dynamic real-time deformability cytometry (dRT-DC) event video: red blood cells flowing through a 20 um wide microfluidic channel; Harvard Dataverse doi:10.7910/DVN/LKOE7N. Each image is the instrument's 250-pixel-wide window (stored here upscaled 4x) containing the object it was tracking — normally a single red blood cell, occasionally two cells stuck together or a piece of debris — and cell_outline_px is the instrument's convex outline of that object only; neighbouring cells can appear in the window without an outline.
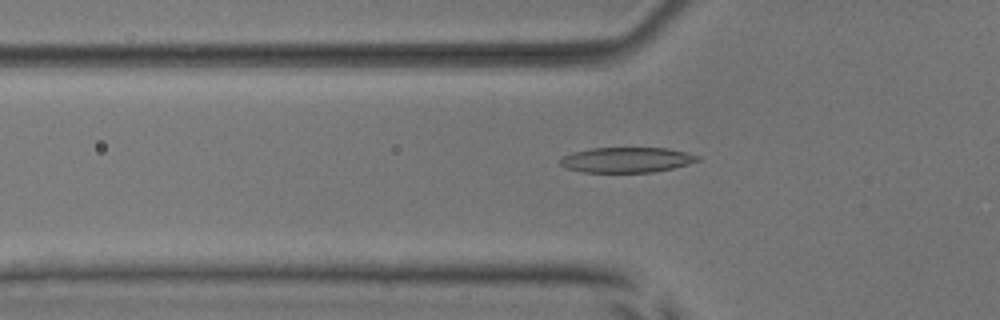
{"species": "common noctule bat (a hibernating species)", "species_latin": "Nyctalus noctula", "temperature_condition": "room temperature", "stored_images_in_passage": 49, "camera_frame_rate_fps": 3000, "um_per_image_px": 0.085, "animal": {"sex": "male", "body_mass_g": 17.9, "forearm_length_mm": 54.2}, "frame": {"image": 1, "passage_image": 13, "time_ms": 4.0, "image_size_px": [1000, 320], "cell_outline_px": [[700, 160], [688, 164], [672, 168], [652, 172], [584, 172], [564, 168], [560, 164], [560, 156], [572, 152], [592, 148], [668, 148], [700, 156]], "centroid_in_image_um": [53.22, 13.59], "position_along_channel_um": 72.6, "area_um2": 20.23}}
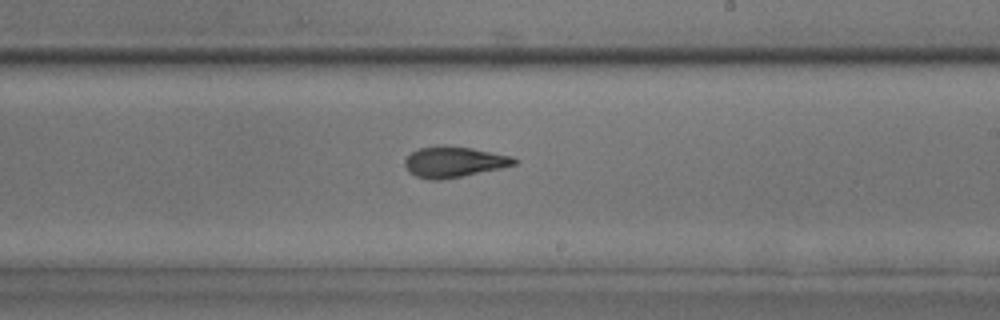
{"frame": {"image": 2, "passage_image": 27, "time_ms": 8.667, "image_size_px": [1000, 320], "cell_outline_px": [[520, 160], [516, 164], [500, 168], [440, 180], [428, 180], [416, 176], [408, 172], [404, 164], [404, 160], [412, 152], [420, 148], [444, 144], [472, 148], [512, 156]], "centroid_in_image_um": [38.57, 13.75], "position_along_channel_um": 250.4, "area_um2": 19.65}}
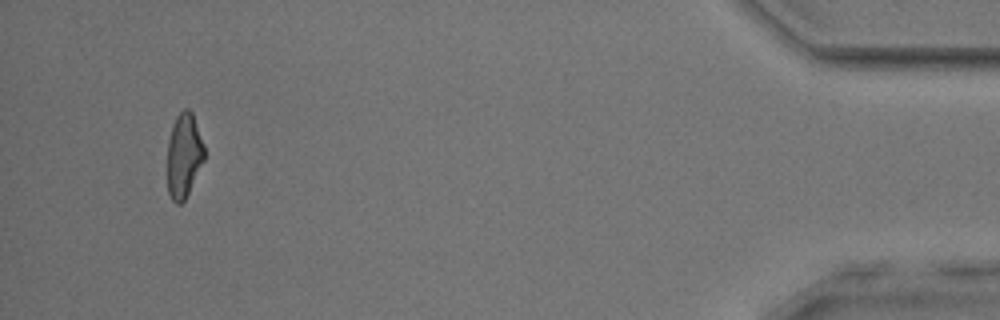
{"frame": {"image": 3, "passage_image": 46, "time_ms": 15.0, "image_size_px": [1000, 320], "cell_outline_px": [[204, 160], [184, 200], [180, 204], [176, 204], [172, 200], [168, 192], [168, 140], [172, 124], [176, 116], [184, 108], [188, 108], [192, 112], [204, 144]], "centroid_in_image_um": [15.63, 13.18], "position_along_channel_um": 419.6, "area_um2": 18.09}, "authors_computed_cell_mechanics": {"area_um2": 19.5942, "velocity_mm_per_s": 3.8162, "shape_relaxation_time_tau1_ms": null, "shape_relaxation_time_tau2_ms": 1.8513, "deformation_change_tau1": null, "deformation_change_tau2": 0.0932}}